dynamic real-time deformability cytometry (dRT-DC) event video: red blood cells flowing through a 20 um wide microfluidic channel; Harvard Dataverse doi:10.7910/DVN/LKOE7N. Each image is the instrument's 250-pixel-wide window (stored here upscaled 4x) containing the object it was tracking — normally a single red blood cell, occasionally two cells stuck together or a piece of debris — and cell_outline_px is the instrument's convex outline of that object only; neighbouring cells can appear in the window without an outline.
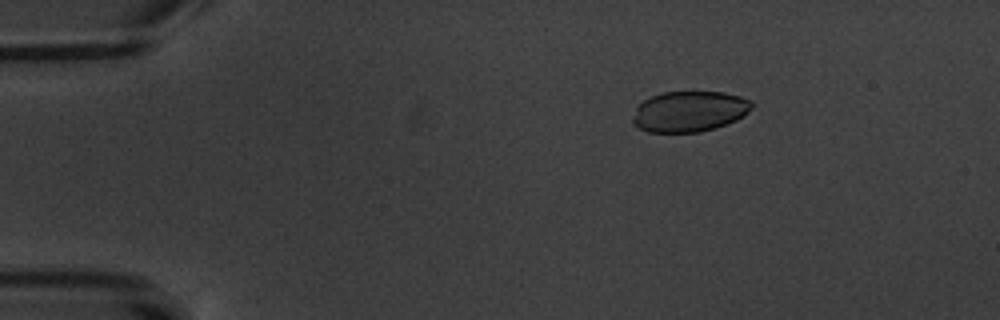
{"species": "common noctule bat (a hibernating species)", "species_latin": "Nyctalus noctula", "temperature_condition": "warm", "stored_images_in_passage": 4, "camera_frame_rate_fps": 3000, "um_per_image_px": 0.085, "animal": {"sex": "male", "body_mass_g": 20.1, "forearm_length_mm": 53.5}, "frame": {"image": 1, "passage_image": 2, "time_ms": 1.333, "image_size_px": [1000, 320], "cell_outline_px": [[752, 108], [744, 116], [736, 120], [716, 128], [700, 132], [648, 132], [632, 124], [632, 120], [636, 108], [644, 100], [660, 92], [724, 92], [740, 96], [752, 100]], "centroid_in_image_um": [58.61, 9.47], "position_along_channel_um": 26.4, "area_um2": 28.32}}